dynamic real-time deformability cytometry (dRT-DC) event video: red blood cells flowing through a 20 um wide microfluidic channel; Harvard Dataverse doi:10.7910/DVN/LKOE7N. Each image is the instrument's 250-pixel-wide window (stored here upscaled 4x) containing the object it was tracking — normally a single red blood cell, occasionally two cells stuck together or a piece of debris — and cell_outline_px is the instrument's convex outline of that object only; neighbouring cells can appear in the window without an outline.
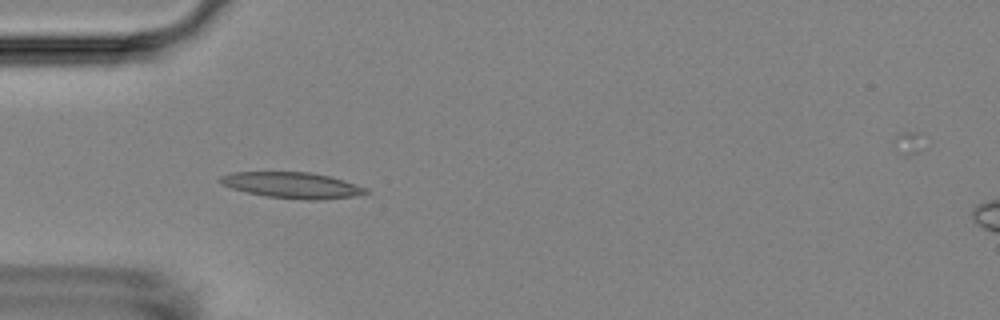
{"species": "Egyptian fruit bat (a non-hibernating species)", "species_latin": "Rousettus aegyptiacus", "temperature_condition": "room temperature", "stored_images_in_passage": 5, "camera_frame_rate_fps": 3000, "um_per_image_px": 0.085, "animal": {"sex": "female"}, "frame": {"image": 1, "passage_image": 4, "time_ms": 4.333, "image_size_px": [1000, 320], "cell_outline_px": [[368, 192], [356, 196], [320, 200], [308, 200], [264, 196], [232, 188], [220, 184], [220, 176], [232, 172], [308, 172], [328, 176], [344, 180], [368, 188]], "centroid_in_image_um": [24.85, 15.74], "position_along_channel_um": 60.2, "area_um2": 21.96}}